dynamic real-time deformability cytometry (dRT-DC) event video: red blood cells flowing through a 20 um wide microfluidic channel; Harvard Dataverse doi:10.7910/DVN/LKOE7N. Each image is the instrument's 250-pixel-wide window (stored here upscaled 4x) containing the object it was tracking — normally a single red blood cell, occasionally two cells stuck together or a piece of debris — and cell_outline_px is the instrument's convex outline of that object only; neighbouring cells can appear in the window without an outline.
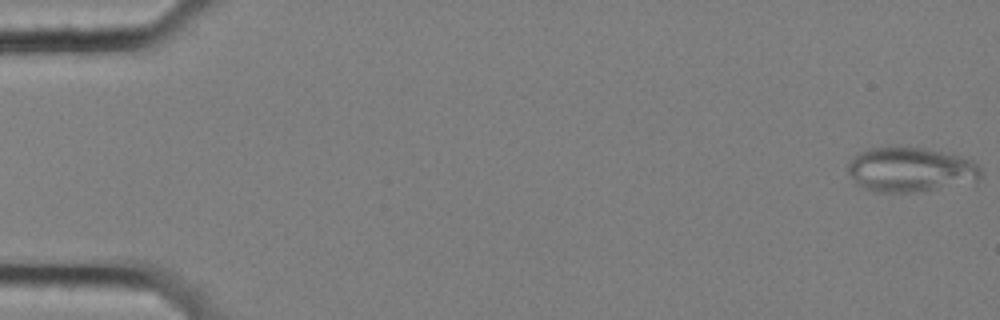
{"species": "common noctule bat (a hibernating species)", "species_latin": "Nyctalus noctula", "temperature_condition": "cold", "stored_images_in_passage": 58, "camera_frame_rate_fps": 3000, "um_per_image_px": 0.085, "animal": {"sex": "female", "body_mass_g": 25.1}, "frame": {"image": 1, "passage_image": 1, "time_ms": 0.0, "image_size_px": [1000, 320], "cell_outline_px": [[980, 176], [976, 180], [912, 192], [876, 192], [860, 188], [856, 184], [848, 172], [848, 164], [860, 152], [868, 148], [920, 148], [960, 156], [972, 160], [980, 168]], "centroid_in_image_um": [77.31, 14.43], "position_along_channel_um": 7.7, "area_um2": 33.64}}
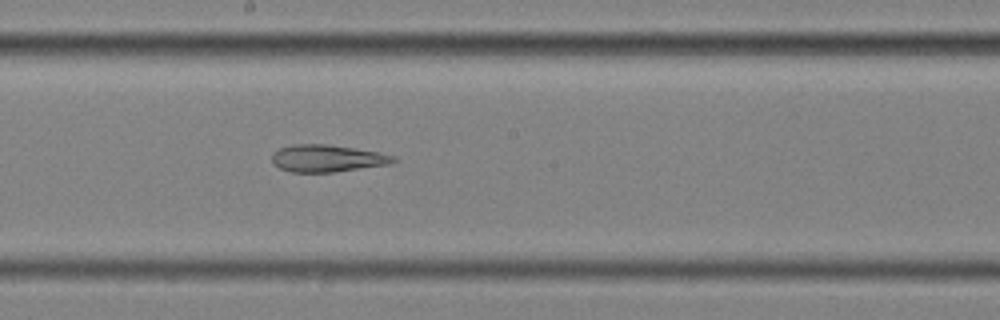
{"frame": {"image": 2, "passage_image": 32, "time_ms": 10.333, "image_size_px": [1000, 320], "cell_outline_px": [[396, 160], [388, 164], [332, 172], [292, 172], [280, 168], [272, 164], [272, 152], [280, 148], [292, 144], [328, 144], [356, 148], [380, 152], [396, 156]], "centroid_in_image_um": [27.78, 13.44], "position_along_channel_um": 220.4, "area_um2": 19.25}}
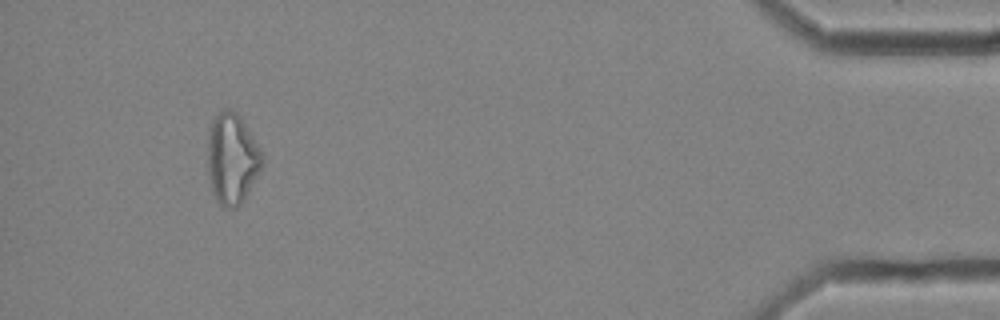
{"frame": {"image": 3, "passage_image": 54, "time_ms": 17.667, "image_size_px": [1000, 320], "cell_outline_px": [[264, 164], [244, 200], [236, 208], [224, 208], [216, 200], [208, 176], [208, 128], [212, 120], [224, 108], [232, 108], [240, 116], [264, 156]], "centroid_in_image_um": [19.73, 13.49], "position_along_channel_um": 415.5, "area_um2": 29.02}, "authors_computed_cell_mechanics": {"area_um2": 25.9522, "velocity_mm_per_s": 3.5172, "shape_relaxation_time_tau1_ms": null, "shape_relaxation_time_tau2_ms": 7.3058, "deformation_change_tau1": null, "deformation_change_tau2": 0.208}}